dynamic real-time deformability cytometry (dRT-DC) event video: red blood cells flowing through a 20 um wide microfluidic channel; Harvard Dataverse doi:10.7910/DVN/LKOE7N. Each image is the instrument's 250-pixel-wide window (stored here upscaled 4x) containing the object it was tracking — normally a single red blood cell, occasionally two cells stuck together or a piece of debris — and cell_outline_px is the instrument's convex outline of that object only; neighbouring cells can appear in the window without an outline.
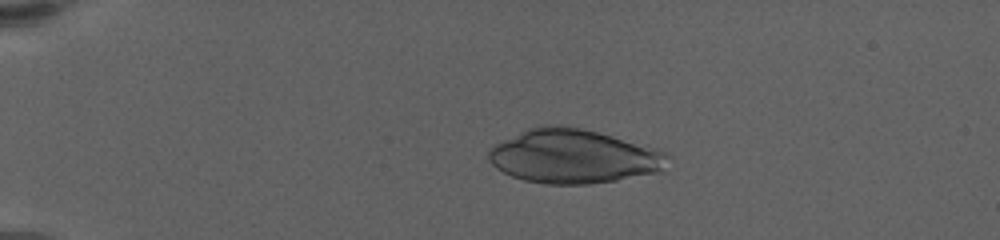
{"species": "human", "species_latin": "Homo sapiens", "temperature_condition": "warm", "stored_images_in_passage": 37, "camera_frame_rate_fps": 3000, "um_per_image_px": 0.085, "donor": {"sex": "female"}, "frame": {"image": 1, "passage_image": 2, "time_ms": 0.333, "image_size_px": [1000, 240], "cell_outline_px": [[668, 156], [660, 172], [616, 180], [588, 184], [548, 184], [524, 180], [512, 176], [496, 168], [488, 160], [488, 152], [496, 144], [528, 128], [560, 124], [580, 128], [612, 136], [656, 148], [664, 152]], "centroid_in_image_um": [48.73, 13.3], "position_along_channel_um": 36.3, "area_um2": 55.66}}
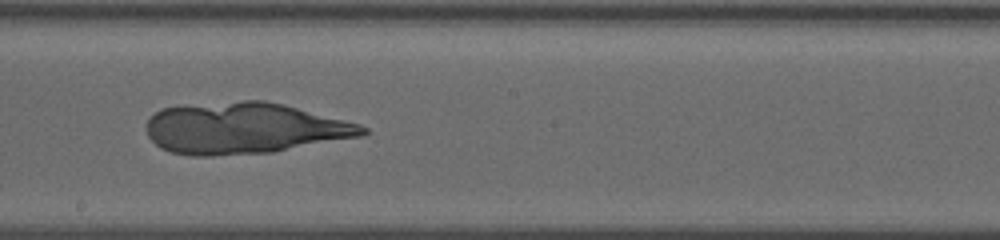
{"frame": {"image": 2, "passage_image": 21, "time_ms": 8.0, "image_size_px": [1000, 240], "cell_outline_px": [[368, 132], [360, 136], [272, 152], [212, 156], [192, 156], [172, 152], [160, 148], [148, 136], [148, 120], [156, 112], [164, 108], [244, 100], [264, 100], [360, 124], [368, 128]], "centroid_in_image_um": [20.75, 10.92], "position_along_channel_um": 227.4, "area_um2": 63.58}}
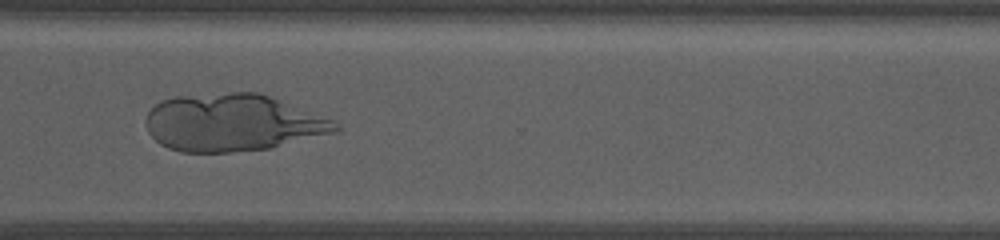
{"frame": {"image": 3, "passage_image": 29, "time_ms": 11.667, "image_size_px": [1000, 240], "cell_outline_px": [[340, 132], [268, 148], [228, 152], [180, 152], [168, 148], [160, 144], [148, 132], [144, 124], [144, 120], [148, 112], [160, 100], [176, 96], [232, 92], [260, 92], [332, 120], [340, 124]], "centroid_in_image_um": [19.75, 10.43], "position_along_channel_um": 350.8, "area_um2": 63.29}}